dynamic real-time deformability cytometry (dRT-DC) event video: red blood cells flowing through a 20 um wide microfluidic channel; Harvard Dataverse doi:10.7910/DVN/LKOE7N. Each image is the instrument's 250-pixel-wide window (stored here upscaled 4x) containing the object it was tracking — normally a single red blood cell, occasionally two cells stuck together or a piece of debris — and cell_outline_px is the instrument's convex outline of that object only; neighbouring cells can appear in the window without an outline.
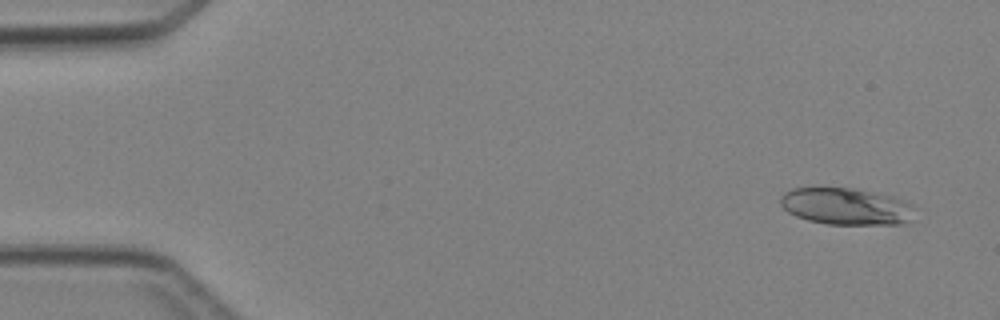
{"species": "Egyptian fruit bat (a non-hibernating species)", "species_latin": "Rousettus aegyptiacus", "temperature_condition": "cold", "stored_images_in_passage": 5, "camera_frame_rate_fps": 3000, "um_per_image_px": 0.085, "animal": {"sex": "female"}, "frame": {"image": 1, "passage_image": 1, "time_ms": 0.0, "image_size_px": [1000, 320], "cell_outline_px": [[912, 204], [908, 220], [904, 224], [828, 224], [808, 220], [796, 216], [788, 212], [780, 204], [780, 196], [784, 192], [792, 188], [852, 188], [892, 196]], "centroid_in_image_um": [71.84, 17.54], "position_along_channel_um": 13.2, "area_um2": 28.44}}